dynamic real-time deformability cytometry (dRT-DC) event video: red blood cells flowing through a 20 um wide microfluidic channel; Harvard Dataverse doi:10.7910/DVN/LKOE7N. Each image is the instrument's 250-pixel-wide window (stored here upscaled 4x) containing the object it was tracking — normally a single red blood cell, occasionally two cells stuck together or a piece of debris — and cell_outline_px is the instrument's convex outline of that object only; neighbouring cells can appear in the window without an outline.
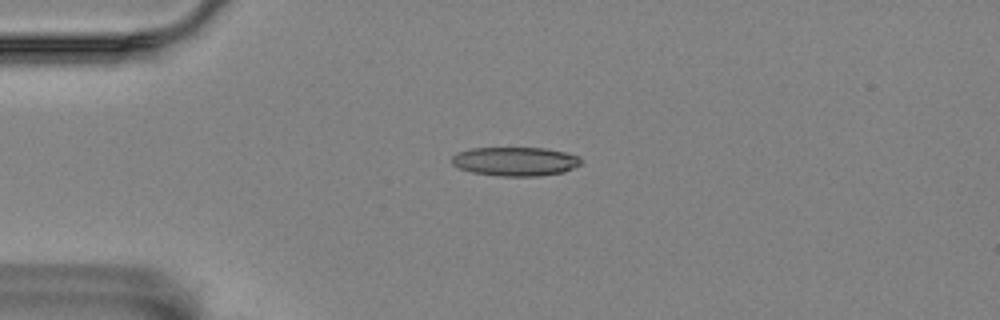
{"species": "Egyptian fruit bat (a non-hibernating species)", "species_latin": "Rousettus aegyptiacus", "temperature_condition": "room temperature", "stored_images_in_passage": 4, "camera_frame_rate_fps": 3000, "um_per_image_px": 0.085, "animal": {"sex": "female"}, "frame": {"image": 1, "passage_image": 3, "time_ms": 0.667, "image_size_px": [1000, 320], "cell_outline_px": [[580, 164], [564, 172], [540, 176], [500, 176], [472, 172], [460, 168], [452, 164], [452, 156], [456, 152], [472, 148], [544, 148], [564, 152], [580, 156]], "centroid_in_image_um": [43.78, 13.72], "position_along_channel_um": 41.2, "area_um2": 21.73}}